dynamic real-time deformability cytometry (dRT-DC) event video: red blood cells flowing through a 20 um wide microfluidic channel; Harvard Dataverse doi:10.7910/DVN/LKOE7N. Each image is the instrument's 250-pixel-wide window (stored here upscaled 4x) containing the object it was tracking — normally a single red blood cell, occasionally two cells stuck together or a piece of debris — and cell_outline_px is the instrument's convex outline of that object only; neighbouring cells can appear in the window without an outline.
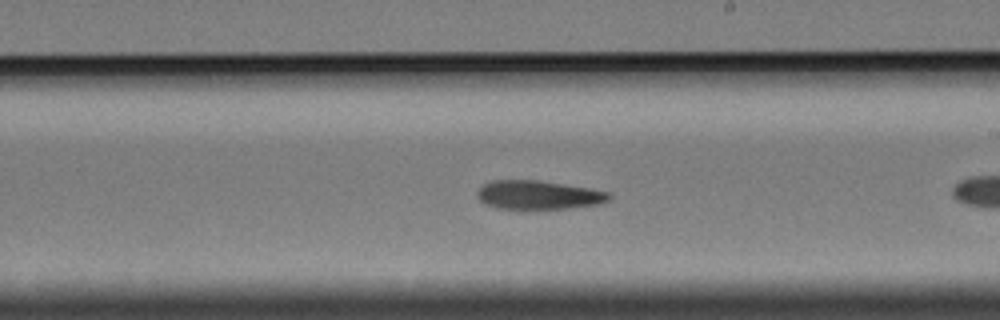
{"species": "Egyptian fruit bat (a non-hibernating species)", "species_latin": "Rousettus aegyptiacus", "temperature_condition": "cold", "stored_images_in_passage": 31, "camera_frame_rate_fps": 3000, "um_per_image_px": 0.085, "animal": {"sex": "female"}, "frame": {"image": 1, "passage_image": 18, "time_ms": 5.667, "image_size_px": [1000, 320], "cell_outline_px": [[612, 196], [608, 200], [600, 204], [568, 208], [528, 212], [496, 208], [484, 204], [476, 196], [476, 192], [484, 184], [492, 180], [536, 180], [588, 188], [608, 192]], "centroid_in_image_um": [45.7, 16.62], "position_along_channel_um": 243.3, "area_um2": 22.89}}
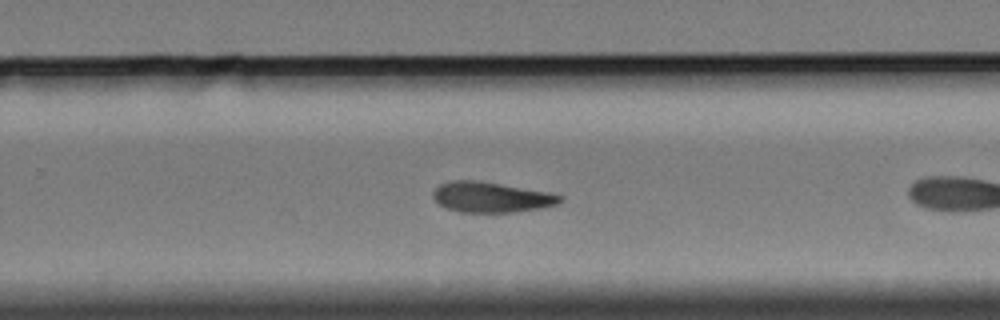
{"frame": {"image": 2, "passage_image": 22, "time_ms": 7.0, "image_size_px": [1000, 320], "cell_outline_px": [[564, 200], [560, 204], [544, 208], [516, 212], [460, 212], [448, 208], [440, 204], [432, 196], [432, 192], [440, 184], [452, 180], [480, 180], [548, 192], [564, 196]], "centroid_in_image_um": [41.81, 16.76], "position_along_channel_um": 288.0, "area_um2": 22.72}}